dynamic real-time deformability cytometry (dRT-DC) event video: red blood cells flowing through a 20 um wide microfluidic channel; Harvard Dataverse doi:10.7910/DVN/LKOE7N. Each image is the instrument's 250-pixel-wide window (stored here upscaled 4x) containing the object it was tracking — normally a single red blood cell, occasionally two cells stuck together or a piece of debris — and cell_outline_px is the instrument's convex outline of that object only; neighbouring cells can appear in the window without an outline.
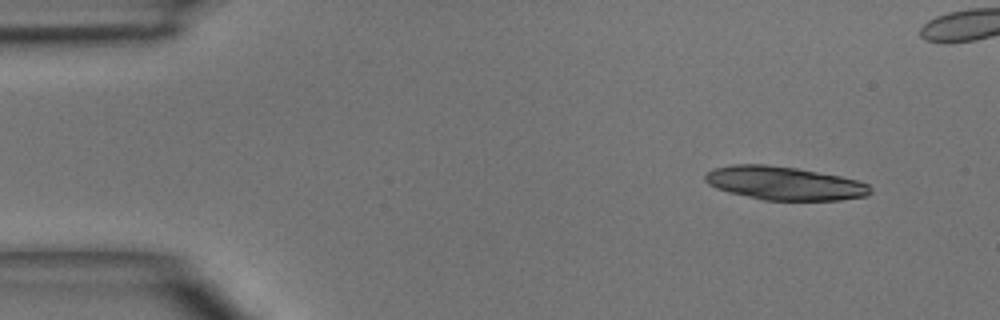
{"species": "common noctule bat (a hibernating species)", "species_latin": "Nyctalus noctula", "temperature_condition": "room temperature", "stored_images_in_passage": 6, "camera_frame_rate_fps": 3000, "um_per_image_px": 0.085, "animal": {"sex": "male", "body_mass_g": 15.6}, "frame": {"image": 1, "passage_image": 1, "time_ms": 0.0, "image_size_px": [1000, 320], "cell_outline_px": [[872, 192], [868, 196], [840, 200], [764, 200], [728, 192], [716, 188], [708, 184], [704, 180], [704, 176], [712, 168], [732, 164], [768, 164], [796, 168], [840, 176], [856, 180], [868, 184], [872, 188]], "centroid_in_image_um": [66.65, 15.57], "position_along_channel_um": 18.3, "area_um2": 32.37}}
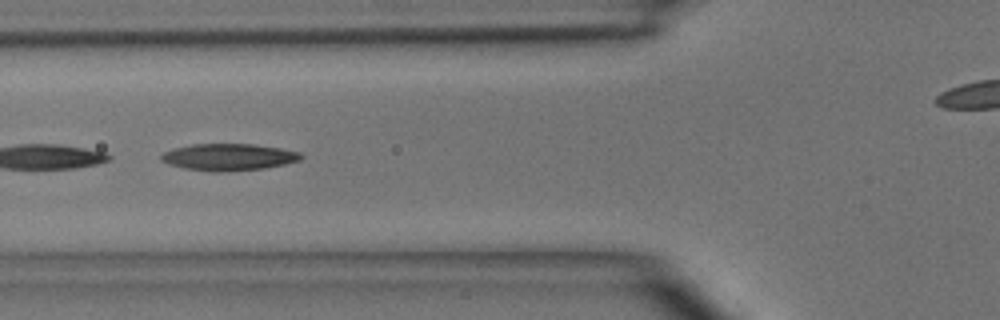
{"frame": {"image": 2, "passage_image": 4, "time_ms": 4.333, "image_size_px": [1000, 320], "cell_outline_px": [[304, 156], [300, 160], [284, 164], [264, 168], [220, 172], [212, 172], [184, 168], [168, 164], [160, 160], [160, 156], [164, 152], [172, 148], [192, 144], [252, 144], [280, 148], [300, 152]], "centroid_in_image_um": [19.4, 13.35], "position_along_channel_um": 106.4, "area_um2": 21.91}}